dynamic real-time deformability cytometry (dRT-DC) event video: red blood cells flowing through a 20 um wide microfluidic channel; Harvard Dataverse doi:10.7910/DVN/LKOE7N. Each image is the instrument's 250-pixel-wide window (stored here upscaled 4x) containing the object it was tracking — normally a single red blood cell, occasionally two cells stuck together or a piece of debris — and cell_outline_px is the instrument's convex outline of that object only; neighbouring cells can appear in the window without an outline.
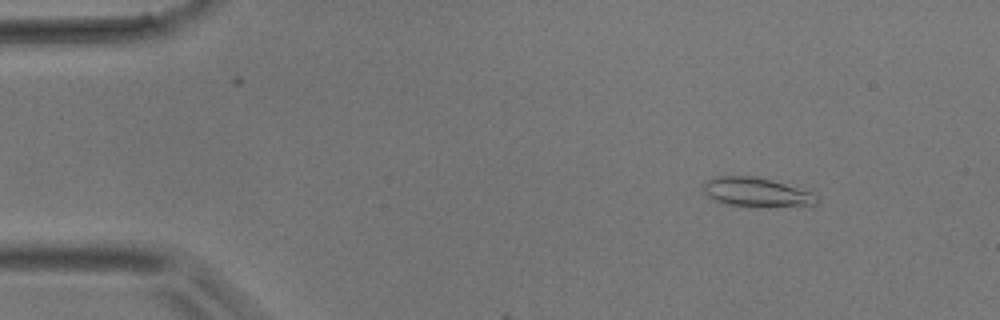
{"species": "common noctule bat (a hibernating species)", "species_latin": "Nyctalus noctula", "temperature_condition": "room temperature", "stored_images_in_passage": 12, "camera_frame_rate_fps": 3000, "um_per_image_px": 0.085, "animal": {"sex": "male", "body_mass_g": 17.9}, "frame": {"image": 1, "passage_image": 4, "time_ms": 1.0, "image_size_px": [1000, 320], "cell_outline_px": [[820, 200], [816, 204], [768, 208], [760, 208], [728, 204], [716, 200], [704, 192], [704, 184], [712, 176], [752, 176], [784, 184], [812, 192]], "centroid_in_image_um": [64.32, 16.36], "position_along_channel_um": 20.7, "area_um2": 19.19}}